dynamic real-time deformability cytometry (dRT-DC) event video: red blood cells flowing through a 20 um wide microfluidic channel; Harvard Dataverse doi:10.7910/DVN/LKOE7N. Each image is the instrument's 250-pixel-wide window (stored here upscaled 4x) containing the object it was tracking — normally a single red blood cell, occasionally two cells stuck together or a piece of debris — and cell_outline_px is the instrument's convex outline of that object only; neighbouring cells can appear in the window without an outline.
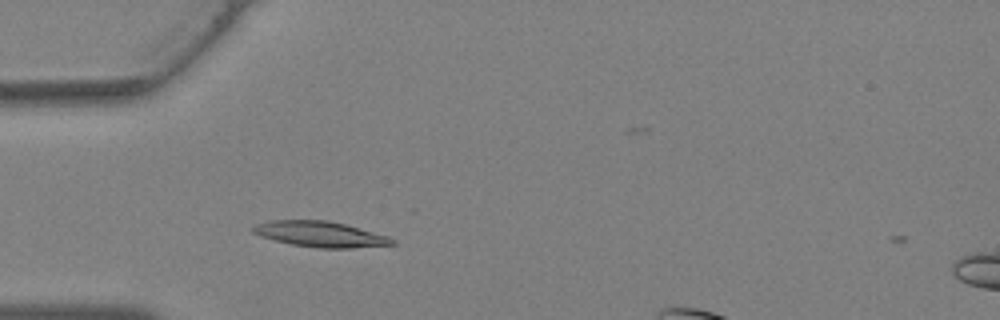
{"species": "Egyptian fruit bat (a non-hibernating species)", "species_latin": "Rousettus aegyptiacus", "temperature_condition": "warm", "stored_images_in_passage": 2, "camera_frame_rate_fps": 3000, "um_per_image_px": 0.085, "animal": {"sex": "female"}, "frame": {"image": 1, "passage_image": 1, "time_ms": 0.0, "image_size_px": [1000, 320], "cell_outline_px": [[396, 244], [352, 248], [320, 248], [292, 244], [260, 236], [252, 232], [252, 228], [256, 224], [268, 220], [328, 220], [344, 224], [388, 236], [396, 240]], "centroid_in_image_um": [27.22, 19.9], "position_along_channel_um": 57.8, "area_um2": 20.63}}